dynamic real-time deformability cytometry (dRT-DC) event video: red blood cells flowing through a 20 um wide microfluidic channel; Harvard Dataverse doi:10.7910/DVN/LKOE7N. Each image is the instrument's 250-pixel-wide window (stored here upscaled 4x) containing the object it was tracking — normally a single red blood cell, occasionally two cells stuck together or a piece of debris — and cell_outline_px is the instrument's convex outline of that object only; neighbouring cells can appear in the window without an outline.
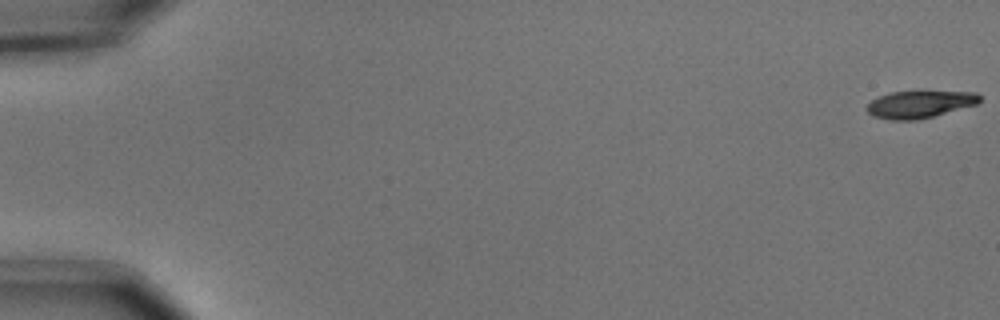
{"species": "common noctule bat (a hibernating species)", "species_latin": "Nyctalus noctula", "temperature_condition": "cold", "stored_images_in_passage": 56, "camera_frame_rate_fps": 3000, "um_per_image_px": 0.085, "animal": {"sex": "male", "body_mass_g": 15.6}, "frame": {"image": 1, "passage_image": 1, "time_ms": 0.0, "image_size_px": [1000, 320], "cell_outline_px": [[980, 100], [976, 104], [932, 116], [916, 120], [888, 120], [872, 116], [864, 108], [872, 100], [880, 96], [892, 92], [976, 92], [980, 96]], "centroid_in_image_um": [78.11, 8.88], "position_along_channel_um": 6.9, "area_um2": 17.57}}
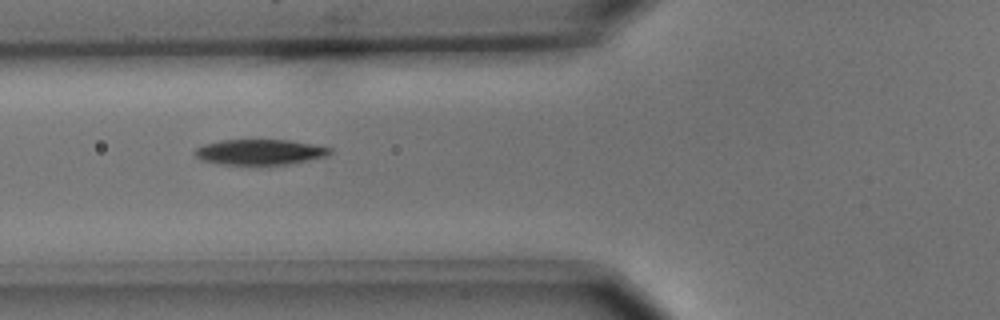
{"frame": {"image": 2, "passage_image": 22, "time_ms": 7.0, "image_size_px": [1000, 320], "cell_outline_px": [[332, 152], [324, 156], [308, 160], [288, 164], [260, 168], [220, 164], [200, 160], [192, 152], [196, 148], [204, 144], [220, 140], [288, 140], [312, 144], [332, 148]], "centroid_in_image_um": [22.02, 12.97], "position_along_channel_um": 103.8, "area_um2": 20.87}}
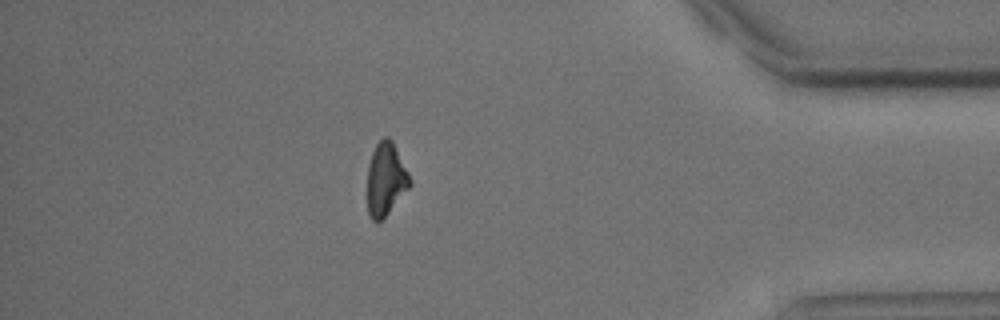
{"frame": {"image": 3, "passage_image": 49, "time_ms": 16.0, "image_size_px": [1000, 320], "cell_outline_px": [[412, 184], [388, 212], [376, 224], [372, 220], [368, 212], [368, 164], [372, 152], [376, 144], [384, 136], [388, 136], [392, 140], [412, 180]], "centroid_in_image_um": [32.79, 15.21], "position_along_channel_um": 402.4, "area_um2": 17.92}, "authors_computed_cell_mechanics": {"area_um2": 19.5075, "velocity_mm_per_s": 3.6945, "shape_relaxation_time_tau1_ms": 2.749, "shape_relaxation_time_tau2_ms": null, "deformation_change_tau1": 0.1304, "deformation_change_tau2": null}}